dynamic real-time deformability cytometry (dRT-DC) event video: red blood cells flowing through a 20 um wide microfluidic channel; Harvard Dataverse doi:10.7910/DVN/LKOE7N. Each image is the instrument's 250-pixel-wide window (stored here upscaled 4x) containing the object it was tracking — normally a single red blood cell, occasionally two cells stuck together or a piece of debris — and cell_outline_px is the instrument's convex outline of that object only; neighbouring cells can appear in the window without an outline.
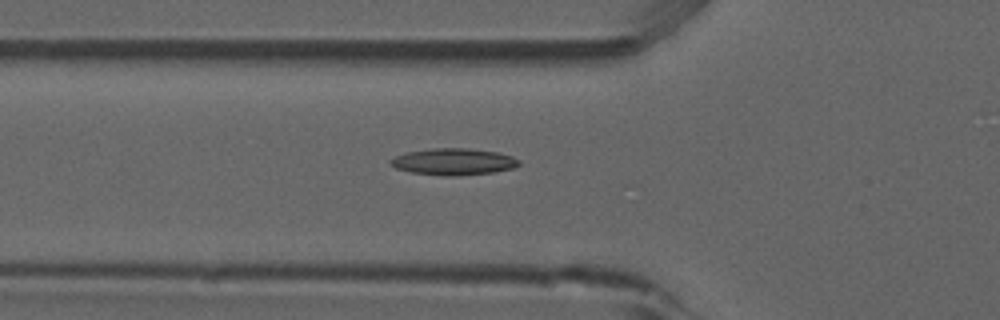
{"species": "common noctule bat (a hibernating species)", "species_latin": "Nyctalus noctula", "temperature_condition": "room temperature", "stored_images_in_passage": 17, "camera_frame_rate_fps": 3000, "um_per_image_px": 0.085, "animal": {"sex": "male", "forearm_length_mm": 52.5}, "frame": {"image": 1, "passage_image": 5, "time_ms": 1.333, "image_size_px": [1000, 320], "cell_outline_px": [[520, 164], [512, 168], [492, 172], [460, 176], [444, 176], [412, 172], [396, 168], [388, 164], [388, 160], [396, 156], [408, 152], [432, 148], [468, 148], [496, 152], [512, 156], [520, 160]], "centroid_in_image_um": [38.53, 13.74], "position_along_channel_um": 87.3, "area_um2": 19.94}}
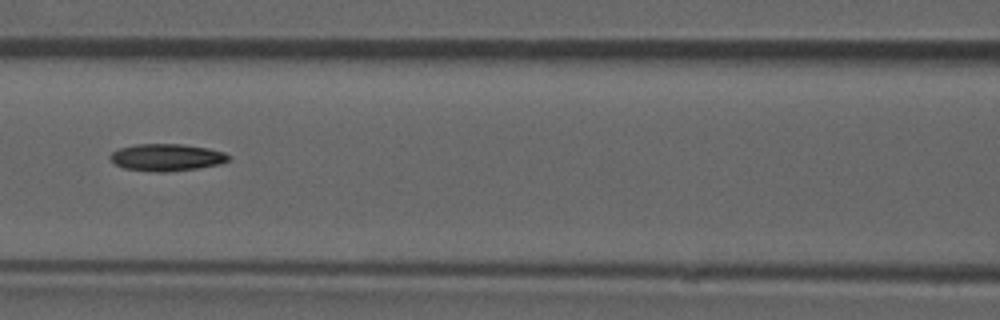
{"frame": {"image": 2, "passage_image": 10, "time_ms": 3.0, "image_size_px": [1000, 320], "cell_outline_px": [[232, 156], [228, 160], [220, 164], [196, 168], [164, 172], [156, 172], [124, 168], [116, 164], [108, 156], [112, 152], [120, 148], [136, 144], [180, 144], [208, 148], [224, 152]], "centroid_in_image_um": [14.17, 13.37], "position_along_channel_um": 152.4, "area_um2": 18.55}}